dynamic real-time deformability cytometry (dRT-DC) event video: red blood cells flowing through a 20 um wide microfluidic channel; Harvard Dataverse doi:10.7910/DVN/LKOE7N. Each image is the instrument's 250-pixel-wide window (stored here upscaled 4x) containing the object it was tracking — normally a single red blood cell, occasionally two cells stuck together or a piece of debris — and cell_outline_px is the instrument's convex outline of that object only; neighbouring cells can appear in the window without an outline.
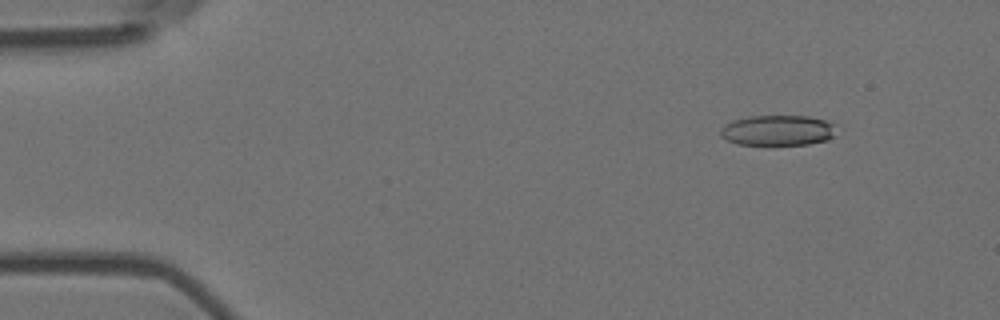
{"species": "Egyptian fruit bat (a non-hibernating species)", "species_latin": "Rousettus aegyptiacus", "temperature_condition": "room temperature", "stored_images_in_passage": 6, "camera_frame_rate_fps": 3000, "um_per_image_px": 0.085, "animal": {"sex": "female"}, "frame": {"image": 1, "passage_image": 2, "time_ms": 0.333, "image_size_px": [1000, 320], "cell_outline_px": [[836, 124], [832, 136], [828, 140], [808, 144], [736, 144], [720, 136], [720, 128], [724, 124], [732, 120], [752, 116], [808, 116], [824, 120]], "centroid_in_image_um": [66.08, 11.07], "position_along_channel_um": 18.9, "area_um2": 20.46}}
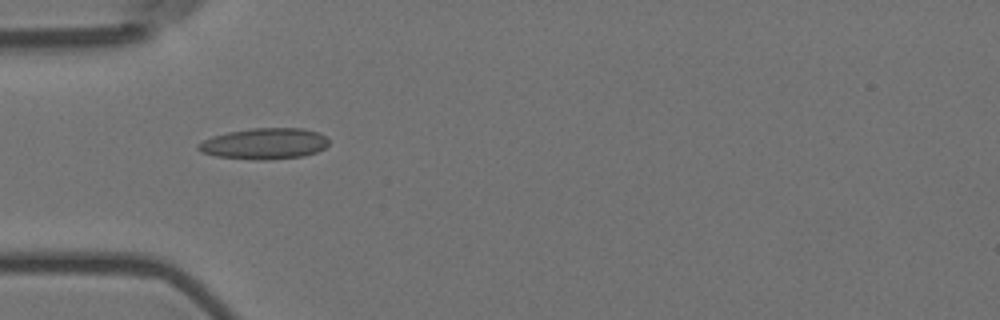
{"frame": {"image": 2, "passage_image": 5, "time_ms": 1.333, "image_size_px": [1000, 320], "cell_outline_px": [[328, 144], [324, 148], [316, 152], [304, 156], [268, 160], [252, 160], [216, 156], [200, 152], [196, 148], [196, 144], [212, 136], [228, 132], [252, 128], [304, 128], [320, 132], [328, 140]], "centroid_in_image_um": [22.46, 12.21], "position_along_channel_um": 62.5, "area_um2": 23.87}}
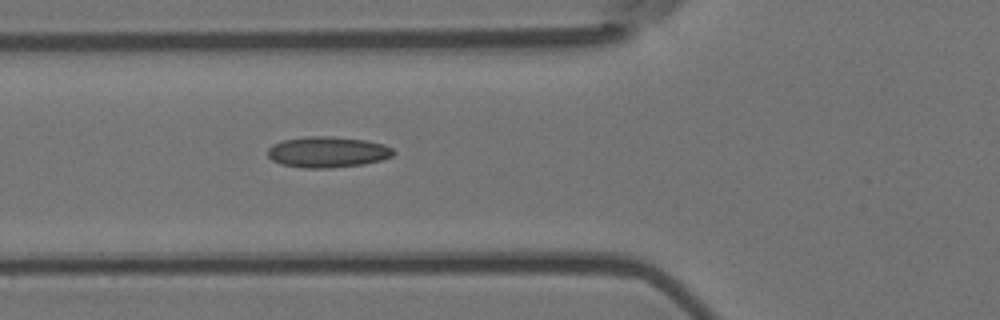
{"frame": {"image": 3, "passage_image": 6, "time_ms": 1.667, "image_size_px": [1000, 320], "cell_outline_px": [[396, 152], [392, 156], [380, 160], [364, 164], [328, 168], [304, 168], [280, 164], [272, 160], [268, 156], [268, 148], [272, 144], [280, 140], [308, 136], [332, 136], [364, 140], [384, 144], [392, 148]], "centroid_in_image_um": [27.82, 12.92], "position_along_channel_um": 98.0, "area_um2": 22.77}}